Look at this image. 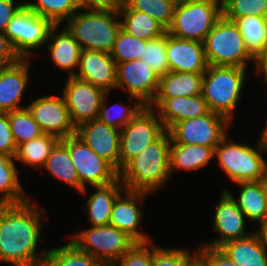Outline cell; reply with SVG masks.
Masks as SVG:
<instances>
[{"label": "cell", "mask_w": 267, "mask_h": 266, "mask_svg": "<svg viewBox=\"0 0 267 266\" xmlns=\"http://www.w3.org/2000/svg\"><path fill=\"white\" fill-rule=\"evenodd\" d=\"M44 210L29 200L0 204V261L14 266H42L47 249L37 251ZM41 218L43 220H41Z\"/></svg>", "instance_id": "cell-1"}, {"label": "cell", "mask_w": 267, "mask_h": 266, "mask_svg": "<svg viewBox=\"0 0 267 266\" xmlns=\"http://www.w3.org/2000/svg\"><path fill=\"white\" fill-rule=\"evenodd\" d=\"M171 142L166 130L121 169L119 179L125 189L151 194L167 183Z\"/></svg>", "instance_id": "cell-2"}, {"label": "cell", "mask_w": 267, "mask_h": 266, "mask_svg": "<svg viewBox=\"0 0 267 266\" xmlns=\"http://www.w3.org/2000/svg\"><path fill=\"white\" fill-rule=\"evenodd\" d=\"M76 12L65 26L79 43L82 50H96L111 53L117 35L121 30L119 11Z\"/></svg>", "instance_id": "cell-3"}, {"label": "cell", "mask_w": 267, "mask_h": 266, "mask_svg": "<svg viewBox=\"0 0 267 266\" xmlns=\"http://www.w3.org/2000/svg\"><path fill=\"white\" fill-rule=\"evenodd\" d=\"M246 68L208 65L203 74L202 96L209 111L226 117L230 122L241 98Z\"/></svg>", "instance_id": "cell-4"}, {"label": "cell", "mask_w": 267, "mask_h": 266, "mask_svg": "<svg viewBox=\"0 0 267 266\" xmlns=\"http://www.w3.org/2000/svg\"><path fill=\"white\" fill-rule=\"evenodd\" d=\"M226 135L215 147L214 156L221 169L235 184L257 182L267 178V162L261 154L266 153L257 140L250 146L229 140Z\"/></svg>", "instance_id": "cell-5"}, {"label": "cell", "mask_w": 267, "mask_h": 266, "mask_svg": "<svg viewBox=\"0 0 267 266\" xmlns=\"http://www.w3.org/2000/svg\"><path fill=\"white\" fill-rule=\"evenodd\" d=\"M203 43L208 65L246 68L248 61L255 63L237 26L224 16L216 22Z\"/></svg>", "instance_id": "cell-6"}, {"label": "cell", "mask_w": 267, "mask_h": 266, "mask_svg": "<svg viewBox=\"0 0 267 266\" xmlns=\"http://www.w3.org/2000/svg\"><path fill=\"white\" fill-rule=\"evenodd\" d=\"M222 16L214 0H181L176 3L167 33L180 39L204 42Z\"/></svg>", "instance_id": "cell-7"}, {"label": "cell", "mask_w": 267, "mask_h": 266, "mask_svg": "<svg viewBox=\"0 0 267 266\" xmlns=\"http://www.w3.org/2000/svg\"><path fill=\"white\" fill-rule=\"evenodd\" d=\"M71 242L106 266L120 259L135 243L125 232L110 224L81 230L73 235Z\"/></svg>", "instance_id": "cell-8"}, {"label": "cell", "mask_w": 267, "mask_h": 266, "mask_svg": "<svg viewBox=\"0 0 267 266\" xmlns=\"http://www.w3.org/2000/svg\"><path fill=\"white\" fill-rule=\"evenodd\" d=\"M55 24L24 5L7 25L5 34L21 59H29L31 50L41 48L49 41V32Z\"/></svg>", "instance_id": "cell-9"}, {"label": "cell", "mask_w": 267, "mask_h": 266, "mask_svg": "<svg viewBox=\"0 0 267 266\" xmlns=\"http://www.w3.org/2000/svg\"><path fill=\"white\" fill-rule=\"evenodd\" d=\"M166 131L155 110L145 106L120 130L119 172Z\"/></svg>", "instance_id": "cell-10"}, {"label": "cell", "mask_w": 267, "mask_h": 266, "mask_svg": "<svg viewBox=\"0 0 267 266\" xmlns=\"http://www.w3.org/2000/svg\"><path fill=\"white\" fill-rule=\"evenodd\" d=\"M61 141L68 147L70 159L77 170L80 185L84 189L82 194L87 193V184L92 187L104 186L119 178V173L76 134Z\"/></svg>", "instance_id": "cell-11"}, {"label": "cell", "mask_w": 267, "mask_h": 266, "mask_svg": "<svg viewBox=\"0 0 267 266\" xmlns=\"http://www.w3.org/2000/svg\"><path fill=\"white\" fill-rule=\"evenodd\" d=\"M230 125L226 117L209 111L204 116L179 121L168 132L174 144H199L215 149Z\"/></svg>", "instance_id": "cell-12"}, {"label": "cell", "mask_w": 267, "mask_h": 266, "mask_svg": "<svg viewBox=\"0 0 267 266\" xmlns=\"http://www.w3.org/2000/svg\"><path fill=\"white\" fill-rule=\"evenodd\" d=\"M107 92L89 82L73 77L67 78L63 90L67 108L73 125L98 119L101 103Z\"/></svg>", "instance_id": "cell-13"}, {"label": "cell", "mask_w": 267, "mask_h": 266, "mask_svg": "<svg viewBox=\"0 0 267 266\" xmlns=\"http://www.w3.org/2000/svg\"><path fill=\"white\" fill-rule=\"evenodd\" d=\"M28 111L39 125L42 133L51 134L60 140L76 134L64 97L43 96L35 98Z\"/></svg>", "instance_id": "cell-14"}, {"label": "cell", "mask_w": 267, "mask_h": 266, "mask_svg": "<svg viewBox=\"0 0 267 266\" xmlns=\"http://www.w3.org/2000/svg\"><path fill=\"white\" fill-rule=\"evenodd\" d=\"M116 89L129 92V99L140 100L149 106L158 90L159 76L143 60L137 59L117 64Z\"/></svg>", "instance_id": "cell-15"}, {"label": "cell", "mask_w": 267, "mask_h": 266, "mask_svg": "<svg viewBox=\"0 0 267 266\" xmlns=\"http://www.w3.org/2000/svg\"><path fill=\"white\" fill-rule=\"evenodd\" d=\"M218 202L214 211L213 229L219 233L220 237L201 246L220 248L227 242L242 239L252 234V232H245V215L225 188Z\"/></svg>", "instance_id": "cell-16"}, {"label": "cell", "mask_w": 267, "mask_h": 266, "mask_svg": "<svg viewBox=\"0 0 267 266\" xmlns=\"http://www.w3.org/2000/svg\"><path fill=\"white\" fill-rule=\"evenodd\" d=\"M76 135L119 173V129L94 119L79 125Z\"/></svg>", "instance_id": "cell-17"}, {"label": "cell", "mask_w": 267, "mask_h": 266, "mask_svg": "<svg viewBox=\"0 0 267 266\" xmlns=\"http://www.w3.org/2000/svg\"><path fill=\"white\" fill-rule=\"evenodd\" d=\"M116 198L110 216L109 224L125 232L135 242L151 241L147 234L138 230L142 211L138 204L143 203L148 193L124 189Z\"/></svg>", "instance_id": "cell-18"}, {"label": "cell", "mask_w": 267, "mask_h": 266, "mask_svg": "<svg viewBox=\"0 0 267 266\" xmlns=\"http://www.w3.org/2000/svg\"><path fill=\"white\" fill-rule=\"evenodd\" d=\"M78 73L75 78L111 92L116 88L117 64L109 53L96 50H81Z\"/></svg>", "instance_id": "cell-19"}, {"label": "cell", "mask_w": 267, "mask_h": 266, "mask_svg": "<svg viewBox=\"0 0 267 266\" xmlns=\"http://www.w3.org/2000/svg\"><path fill=\"white\" fill-rule=\"evenodd\" d=\"M166 56L173 72L204 73L208 67L203 42L180 39L167 32Z\"/></svg>", "instance_id": "cell-20"}, {"label": "cell", "mask_w": 267, "mask_h": 266, "mask_svg": "<svg viewBox=\"0 0 267 266\" xmlns=\"http://www.w3.org/2000/svg\"><path fill=\"white\" fill-rule=\"evenodd\" d=\"M149 107L155 108L154 110L167 131L181 120L201 117L209 112L202 94L187 97L154 98Z\"/></svg>", "instance_id": "cell-21"}, {"label": "cell", "mask_w": 267, "mask_h": 266, "mask_svg": "<svg viewBox=\"0 0 267 266\" xmlns=\"http://www.w3.org/2000/svg\"><path fill=\"white\" fill-rule=\"evenodd\" d=\"M29 60L20 59L13 65L0 68V112L25 109L20 104L29 82Z\"/></svg>", "instance_id": "cell-22"}, {"label": "cell", "mask_w": 267, "mask_h": 266, "mask_svg": "<svg viewBox=\"0 0 267 266\" xmlns=\"http://www.w3.org/2000/svg\"><path fill=\"white\" fill-rule=\"evenodd\" d=\"M59 26L60 24H55L51 28L48 39L50 43L47 47L53 63L61 70H69V77H73L77 73L74 69H78L82 49L66 27L61 32H56Z\"/></svg>", "instance_id": "cell-23"}, {"label": "cell", "mask_w": 267, "mask_h": 266, "mask_svg": "<svg viewBox=\"0 0 267 266\" xmlns=\"http://www.w3.org/2000/svg\"><path fill=\"white\" fill-rule=\"evenodd\" d=\"M96 191L90 194L86 205L88 221L92 227L108 225L111 211L116 198L124 191V185L118 178L111 184L94 187ZM122 190V191H121Z\"/></svg>", "instance_id": "cell-24"}, {"label": "cell", "mask_w": 267, "mask_h": 266, "mask_svg": "<svg viewBox=\"0 0 267 266\" xmlns=\"http://www.w3.org/2000/svg\"><path fill=\"white\" fill-rule=\"evenodd\" d=\"M219 249L237 266H267V249L255 232L245 238L227 242Z\"/></svg>", "instance_id": "cell-25"}, {"label": "cell", "mask_w": 267, "mask_h": 266, "mask_svg": "<svg viewBox=\"0 0 267 266\" xmlns=\"http://www.w3.org/2000/svg\"><path fill=\"white\" fill-rule=\"evenodd\" d=\"M204 73L173 72L159 78L155 98L187 97L202 94Z\"/></svg>", "instance_id": "cell-26"}, {"label": "cell", "mask_w": 267, "mask_h": 266, "mask_svg": "<svg viewBox=\"0 0 267 266\" xmlns=\"http://www.w3.org/2000/svg\"><path fill=\"white\" fill-rule=\"evenodd\" d=\"M214 157L212 147L199 144H174L170 145V176L175 171L185 169L186 171L199 170L205 167Z\"/></svg>", "instance_id": "cell-27"}, {"label": "cell", "mask_w": 267, "mask_h": 266, "mask_svg": "<svg viewBox=\"0 0 267 266\" xmlns=\"http://www.w3.org/2000/svg\"><path fill=\"white\" fill-rule=\"evenodd\" d=\"M248 53L256 60L267 52V17L248 15L233 20Z\"/></svg>", "instance_id": "cell-28"}, {"label": "cell", "mask_w": 267, "mask_h": 266, "mask_svg": "<svg viewBox=\"0 0 267 266\" xmlns=\"http://www.w3.org/2000/svg\"><path fill=\"white\" fill-rule=\"evenodd\" d=\"M238 199L226 190L236 201L238 208L251 222H262L267 217L264 199V180L257 182H241ZM236 198V199H235Z\"/></svg>", "instance_id": "cell-29"}, {"label": "cell", "mask_w": 267, "mask_h": 266, "mask_svg": "<svg viewBox=\"0 0 267 266\" xmlns=\"http://www.w3.org/2000/svg\"><path fill=\"white\" fill-rule=\"evenodd\" d=\"M42 168L79 193L83 192L84 189L80 185L77 170L70 159L68 147L61 140L52 149Z\"/></svg>", "instance_id": "cell-30"}, {"label": "cell", "mask_w": 267, "mask_h": 266, "mask_svg": "<svg viewBox=\"0 0 267 266\" xmlns=\"http://www.w3.org/2000/svg\"><path fill=\"white\" fill-rule=\"evenodd\" d=\"M121 29L142 40H152L165 34L167 30L150 15L133 9H120Z\"/></svg>", "instance_id": "cell-31"}, {"label": "cell", "mask_w": 267, "mask_h": 266, "mask_svg": "<svg viewBox=\"0 0 267 266\" xmlns=\"http://www.w3.org/2000/svg\"><path fill=\"white\" fill-rule=\"evenodd\" d=\"M14 161L15 157L0 154V204H18L29 200L20 184Z\"/></svg>", "instance_id": "cell-32"}, {"label": "cell", "mask_w": 267, "mask_h": 266, "mask_svg": "<svg viewBox=\"0 0 267 266\" xmlns=\"http://www.w3.org/2000/svg\"><path fill=\"white\" fill-rule=\"evenodd\" d=\"M60 139L51 134H42L17 147L15 160L32 167H43L52 149Z\"/></svg>", "instance_id": "cell-33"}, {"label": "cell", "mask_w": 267, "mask_h": 266, "mask_svg": "<svg viewBox=\"0 0 267 266\" xmlns=\"http://www.w3.org/2000/svg\"><path fill=\"white\" fill-rule=\"evenodd\" d=\"M42 266H106L102 261L81 251L71 241L64 246L47 250Z\"/></svg>", "instance_id": "cell-34"}, {"label": "cell", "mask_w": 267, "mask_h": 266, "mask_svg": "<svg viewBox=\"0 0 267 266\" xmlns=\"http://www.w3.org/2000/svg\"><path fill=\"white\" fill-rule=\"evenodd\" d=\"M24 3L31 11L51 20L54 24H62L80 10L78 0H36Z\"/></svg>", "instance_id": "cell-35"}, {"label": "cell", "mask_w": 267, "mask_h": 266, "mask_svg": "<svg viewBox=\"0 0 267 266\" xmlns=\"http://www.w3.org/2000/svg\"><path fill=\"white\" fill-rule=\"evenodd\" d=\"M176 2L172 0H123L121 9L144 12L156 19L166 30L171 26Z\"/></svg>", "instance_id": "cell-36"}, {"label": "cell", "mask_w": 267, "mask_h": 266, "mask_svg": "<svg viewBox=\"0 0 267 266\" xmlns=\"http://www.w3.org/2000/svg\"><path fill=\"white\" fill-rule=\"evenodd\" d=\"M107 94L108 92L103 97L98 119L119 130L123 129L145 107L140 100H136L133 108L131 105L130 107L129 105L126 106L124 103H122V105L120 103L114 104L109 108L105 105L108 96Z\"/></svg>", "instance_id": "cell-37"}, {"label": "cell", "mask_w": 267, "mask_h": 266, "mask_svg": "<svg viewBox=\"0 0 267 266\" xmlns=\"http://www.w3.org/2000/svg\"><path fill=\"white\" fill-rule=\"evenodd\" d=\"M10 129L16 146L42 135V131L27 108L8 112Z\"/></svg>", "instance_id": "cell-38"}, {"label": "cell", "mask_w": 267, "mask_h": 266, "mask_svg": "<svg viewBox=\"0 0 267 266\" xmlns=\"http://www.w3.org/2000/svg\"><path fill=\"white\" fill-rule=\"evenodd\" d=\"M146 40L119 31L113 49L110 53L116 64L142 58Z\"/></svg>", "instance_id": "cell-39"}, {"label": "cell", "mask_w": 267, "mask_h": 266, "mask_svg": "<svg viewBox=\"0 0 267 266\" xmlns=\"http://www.w3.org/2000/svg\"><path fill=\"white\" fill-rule=\"evenodd\" d=\"M140 59L148 64L159 77L166 75L170 71L166 56V33L158 38L146 40L143 56Z\"/></svg>", "instance_id": "cell-40"}, {"label": "cell", "mask_w": 267, "mask_h": 266, "mask_svg": "<svg viewBox=\"0 0 267 266\" xmlns=\"http://www.w3.org/2000/svg\"><path fill=\"white\" fill-rule=\"evenodd\" d=\"M187 249L162 248L153 245V258L150 266H185L196 254Z\"/></svg>", "instance_id": "cell-41"}, {"label": "cell", "mask_w": 267, "mask_h": 266, "mask_svg": "<svg viewBox=\"0 0 267 266\" xmlns=\"http://www.w3.org/2000/svg\"><path fill=\"white\" fill-rule=\"evenodd\" d=\"M248 15L267 17V0H235L223 11L230 21Z\"/></svg>", "instance_id": "cell-42"}, {"label": "cell", "mask_w": 267, "mask_h": 266, "mask_svg": "<svg viewBox=\"0 0 267 266\" xmlns=\"http://www.w3.org/2000/svg\"><path fill=\"white\" fill-rule=\"evenodd\" d=\"M135 242L134 245L111 266H150L153 258V244Z\"/></svg>", "instance_id": "cell-43"}, {"label": "cell", "mask_w": 267, "mask_h": 266, "mask_svg": "<svg viewBox=\"0 0 267 266\" xmlns=\"http://www.w3.org/2000/svg\"><path fill=\"white\" fill-rule=\"evenodd\" d=\"M17 146L10 129L8 114L0 112V154L15 157Z\"/></svg>", "instance_id": "cell-44"}, {"label": "cell", "mask_w": 267, "mask_h": 266, "mask_svg": "<svg viewBox=\"0 0 267 266\" xmlns=\"http://www.w3.org/2000/svg\"><path fill=\"white\" fill-rule=\"evenodd\" d=\"M195 251L203 259L206 266H237L219 248L199 246V248Z\"/></svg>", "instance_id": "cell-45"}, {"label": "cell", "mask_w": 267, "mask_h": 266, "mask_svg": "<svg viewBox=\"0 0 267 266\" xmlns=\"http://www.w3.org/2000/svg\"><path fill=\"white\" fill-rule=\"evenodd\" d=\"M80 10L119 11L123 0H78Z\"/></svg>", "instance_id": "cell-46"}, {"label": "cell", "mask_w": 267, "mask_h": 266, "mask_svg": "<svg viewBox=\"0 0 267 266\" xmlns=\"http://www.w3.org/2000/svg\"><path fill=\"white\" fill-rule=\"evenodd\" d=\"M20 59L6 34L0 30V68L13 65Z\"/></svg>", "instance_id": "cell-47"}, {"label": "cell", "mask_w": 267, "mask_h": 266, "mask_svg": "<svg viewBox=\"0 0 267 266\" xmlns=\"http://www.w3.org/2000/svg\"><path fill=\"white\" fill-rule=\"evenodd\" d=\"M15 0H0V30L5 32L7 25L16 15V13L25 5L19 2L14 4Z\"/></svg>", "instance_id": "cell-48"}, {"label": "cell", "mask_w": 267, "mask_h": 266, "mask_svg": "<svg viewBox=\"0 0 267 266\" xmlns=\"http://www.w3.org/2000/svg\"><path fill=\"white\" fill-rule=\"evenodd\" d=\"M255 66V73L257 74H263L264 82L267 85V52L263 55L259 56L254 63Z\"/></svg>", "instance_id": "cell-49"}, {"label": "cell", "mask_w": 267, "mask_h": 266, "mask_svg": "<svg viewBox=\"0 0 267 266\" xmlns=\"http://www.w3.org/2000/svg\"><path fill=\"white\" fill-rule=\"evenodd\" d=\"M259 224L260 228L254 230V232L258 236L261 244L267 249V217Z\"/></svg>", "instance_id": "cell-50"}, {"label": "cell", "mask_w": 267, "mask_h": 266, "mask_svg": "<svg viewBox=\"0 0 267 266\" xmlns=\"http://www.w3.org/2000/svg\"><path fill=\"white\" fill-rule=\"evenodd\" d=\"M185 266H206L203 259L196 254Z\"/></svg>", "instance_id": "cell-51"}, {"label": "cell", "mask_w": 267, "mask_h": 266, "mask_svg": "<svg viewBox=\"0 0 267 266\" xmlns=\"http://www.w3.org/2000/svg\"><path fill=\"white\" fill-rule=\"evenodd\" d=\"M263 132L261 133V136L259 138V144L263 147V149L267 153V123L265 126V129L262 130Z\"/></svg>", "instance_id": "cell-52"}, {"label": "cell", "mask_w": 267, "mask_h": 266, "mask_svg": "<svg viewBox=\"0 0 267 266\" xmlns=\"http://www.w3.org/2000/svg\"><path fill=\"white\" fill-rule=\"evenodd\" d=\"M219 9L223 12L235 0H214Z\"/></svg>", "instance_id": "cell-53"}, {"label": "cell", "mask_w": 267, "mask_h": 266, "mask_svg": "<svg viewBox=\"0 0 267 266\" xmlns=\"http://www.w3.org/2000/svg\"><path fill=\"white\" fill-rule=\"evenodd\" d=\"M264 199H265V204L267 208V178L264 179Z\"/></svg>", "instance_id": "cell-54"}]
</instances>
